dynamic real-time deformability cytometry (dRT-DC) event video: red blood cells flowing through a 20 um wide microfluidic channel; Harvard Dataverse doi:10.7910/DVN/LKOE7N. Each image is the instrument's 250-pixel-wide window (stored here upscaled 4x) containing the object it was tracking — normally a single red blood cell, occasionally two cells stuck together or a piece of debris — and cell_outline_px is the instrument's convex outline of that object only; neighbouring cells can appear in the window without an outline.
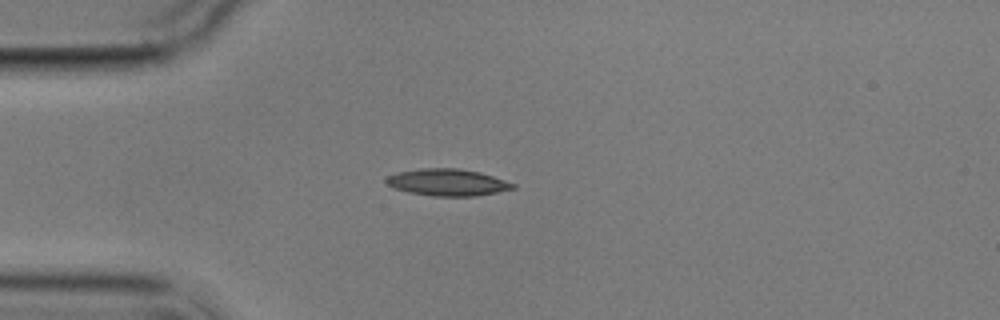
{"species": "common noctule bat (a hibernating species)", "species_latin": "Nyctalus noctula", "temperature_condition": "cold", "stored_images_in_passage": 3, "camera_frame_rate_fps": 3000, "um_per_image_px": 0.085, "animal": {"sex": "male", "body_mass_g": 17.9}, "frame": {"image": 1, "passage_image": 1, "time_ms": 0.0, "image_size_px": [1000, 320], "cell_outline_px": [[516, 188], [476, 196], [432, 196], [408, 192], [384, 184], [384, 180], [388, 176], [396, 172], [420, 168], [460, 168], [480, 172], [516, 184]], "centroid_in_image_um": [38.0, 15.49], "position_along_channel_um": 47.0, "area_um2": 19.94}}
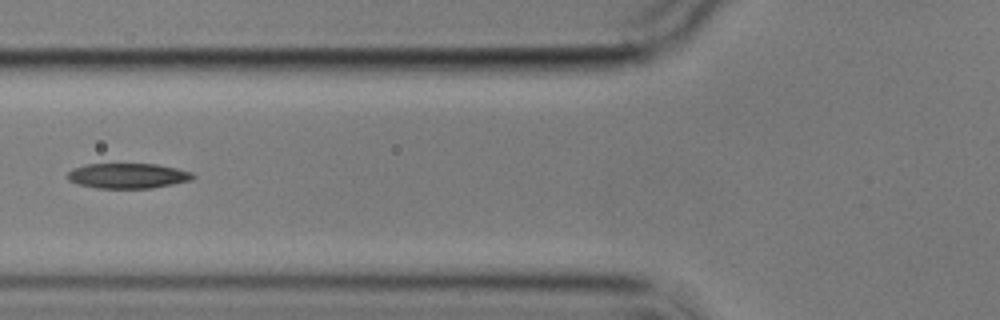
{"frame": {"image": 2, "passage_image": 3, "time_ms": 2.333, "image_size_px": [1000, 320], "cell_outline_px": [[196, 176], [192, 180], [152, 188], [96, 188], [76, 184], [68, 180], [68, 172], [72, 168], [88, 164], [156, 164], [176, 168], [192, 172]], "centroid_in_image_um": [10.86, 14.94], "position_along_channel_um": 114.9, "area_um2": 18.44}}